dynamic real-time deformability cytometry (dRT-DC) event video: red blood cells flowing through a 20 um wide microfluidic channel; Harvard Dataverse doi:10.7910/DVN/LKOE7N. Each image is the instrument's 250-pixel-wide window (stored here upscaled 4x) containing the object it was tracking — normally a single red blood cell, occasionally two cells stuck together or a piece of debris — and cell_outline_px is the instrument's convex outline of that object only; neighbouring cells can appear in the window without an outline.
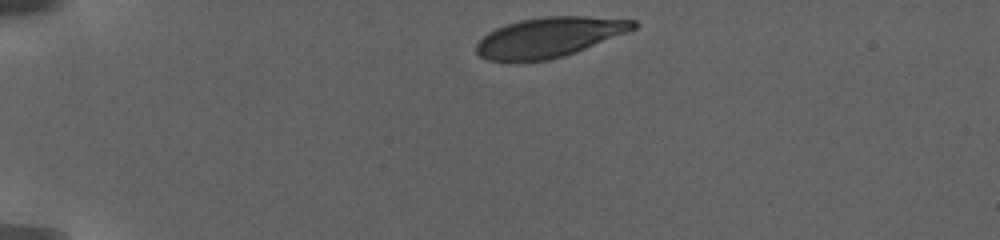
{"species": "human", "species_latin": "Homo sapiens", "temperature_condition": "warm", "stored_images_in_passage": 21, "camera_frame_rate_fps": 3000, "um_per_image_px": 0.085, "donor": {"sex": "female"}, "frame": {"image": 1, "passage_image": 1, "time_ms": 0.0, "image_size_px": [1000, 240], "cell_outline_px": [[640, 24], [636, 28], [576, 52], [552, 60], [516, 64], [508, 64], [488, 60], [480, 56], [476, 52], [476, 44], [488, 32], [496, 28], [520, 20], [544, 16], [584, 16], [636, 20]], "centroid_in_image_um": [46.63, 3.21], "position_along_channel_um": 38.4, "area_um2": 37.17}}
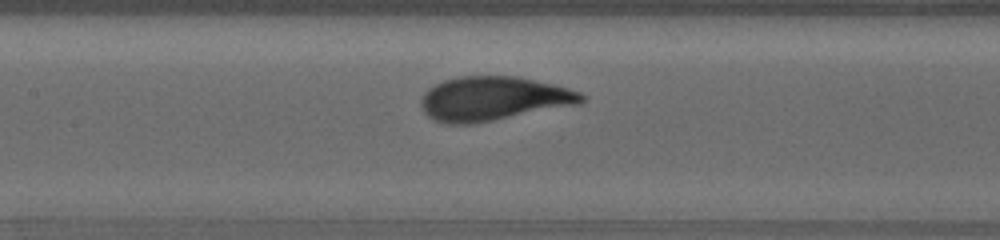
{"frame": {"image": 2, "passage_image": 11, "time_ms": 6.667, "image_size_px": [1000, 240], "cell_outline_px": [[584, 100], [580, 104], [472, 124], [448, 124], [432, 120], [424, 112], [420, 104], [420, 100], [424, 92], [428, 88], [444, 80], [460, 76], [516, 76], [552, 84], [568, 88], [580, 92], [584, 96]], "centroid_in_image_um": [41.89, 8.39], "position_along_channel_um": 165.5, "area_um2": 41.21}}
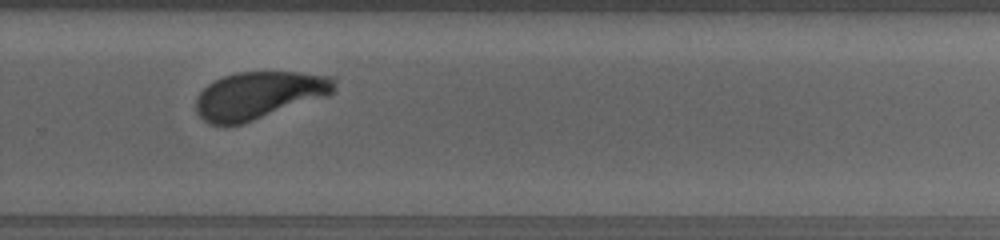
{"frame": {"image": 3, "passage_image": 20, "time_ms": 11.667, "image_size_px": [1000, 240], "cell_outline_px": [[336, 88], [328, 96], [240, 124], [208, 124], [196, 112], [196, 100], [200, 92], [208, 84], [224, 76], [236, 72], [300, 72], [336, 76]], "centroid_in_image_um": [22.05, 8.07], "position_along_channel_um": 307.7, "area_um2": 38.09}}